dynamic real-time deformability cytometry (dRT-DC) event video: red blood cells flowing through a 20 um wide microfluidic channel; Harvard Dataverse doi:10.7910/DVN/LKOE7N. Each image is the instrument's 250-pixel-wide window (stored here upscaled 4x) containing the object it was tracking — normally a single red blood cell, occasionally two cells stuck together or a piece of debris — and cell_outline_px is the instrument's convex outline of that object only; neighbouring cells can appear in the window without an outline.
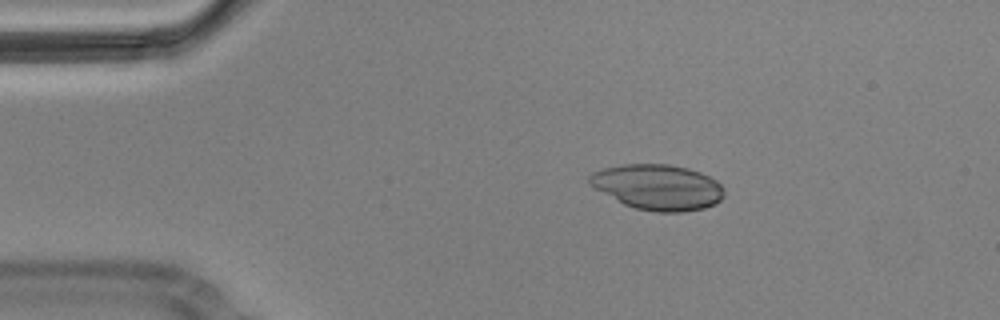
{"species": "Egyptian fruit bat (a non-hibernating species)", "species_latin": "Rousettus aegyptiacus", "temperature_condition": "cold", "stored_images_in_passage": 9, "camera_frame_rate_fps": 3000, "um_per_image_px": 0.085, "animal": {"sex": "male"}, "frame": {"image": 1, "passage_image": 3, "time_ms": 0.667, "image_size_px": [1000, 320], "cell_outline_px": [[724, 196], [720, 200], [704, 208], [684, 212], [656, 212], [636, 208], [624, 204], [588, 184], [588, 176], [592, 172], [604, 168], [624, 164], [668, 164], [688, 168], [700, 172], [716, 180], [724, 188]], "centroid_in_image_um": [55.91, 15.9], "position_along_channel_um": 29.1, "area_um2": 35.6}}